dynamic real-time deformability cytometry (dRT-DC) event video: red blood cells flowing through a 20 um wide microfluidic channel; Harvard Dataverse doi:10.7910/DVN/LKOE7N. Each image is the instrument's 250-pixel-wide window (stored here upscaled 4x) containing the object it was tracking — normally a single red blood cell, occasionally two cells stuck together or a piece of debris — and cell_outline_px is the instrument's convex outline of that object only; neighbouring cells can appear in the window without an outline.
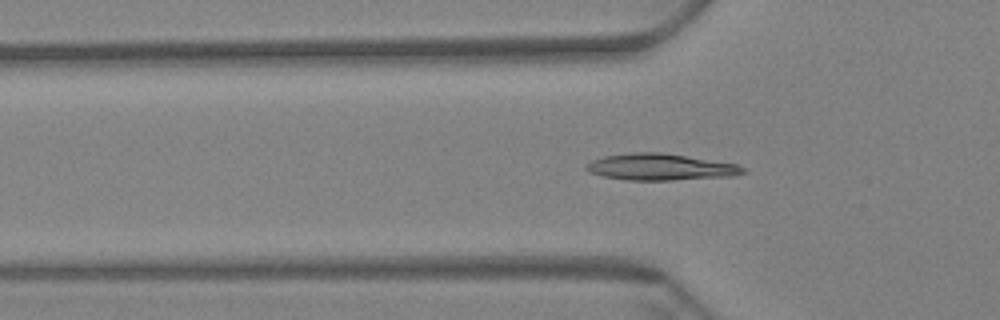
{"species": "Egyptian fruit bat (a non-hibernating species)", "species_latin": "Rousettus aegyptiacus", "temperature_condition": "warm", "stored_images_in_passage": 54, "camera_frame_rate_fps": 3000, "um_per_image_px": 0.085, "animal": {"sex": "female"}, "frame": {"image": 1, "passage_image": 20, "time_ms": 6.333, "image_size_px": [1000, 320], "cell_outline_px": [[748, 172], [732, 176], [672, 180], [624, 180], [604, 176], [588, 172], [584, 168], [584, 164], [592, 160], [604, 156], [632, 152], [660, 152], [740, 164]], "centroid_in_image_um": [56.13, 14.19], "position_along_channel_um": 69.7, "area_um2": 24.45}}
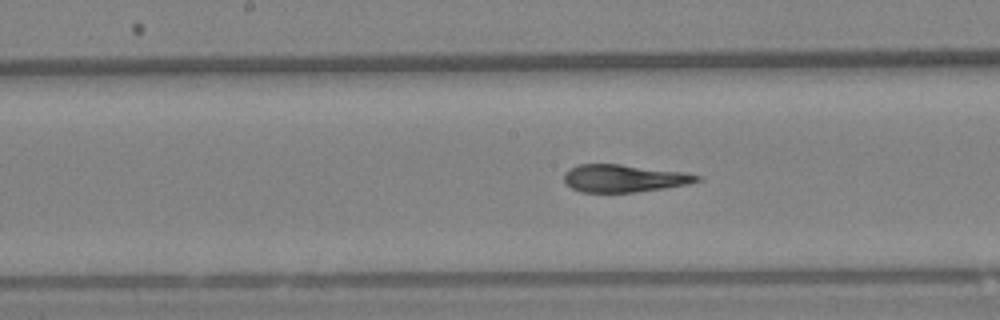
{"frame": {"image": 2, "passage_image": 31, "time_ms": 10.0, "image_size_px": [1000, 320], "cell_outline_px": [[704, 180], [688, 184], [664, 188], [636, 192], [580, 192], [572, 188], [564, 180], [564, 172], [568, 168], [580, 164], [620, 164], [688, 172], [704, 176]], "centroid_in_image_um": [53.11, 15.15], "position_along_channel_um": 195.1, "area_um2": 21.68}}
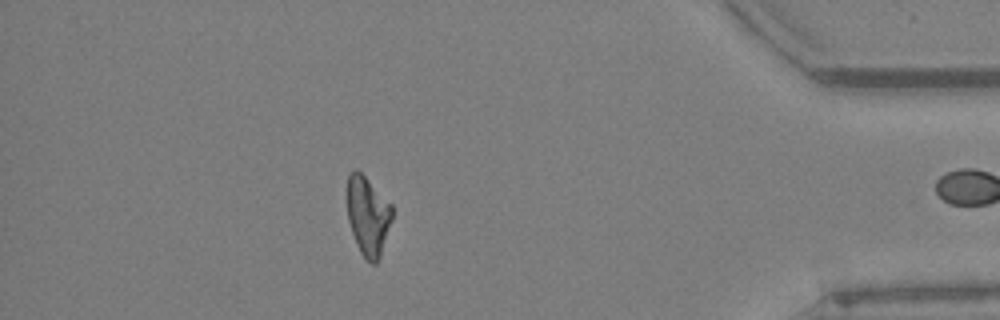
{"frame": {"image": 3, "passage_image": 53, "time_ms": 17.333, "image_size_px": [1000, 320], "cell_outline_px": [[392, 220], [380, 256], [376, 264], [372, 264], [360, 252], [356, 244], [348, 220], [348, 176], [356, 168], [392, 204]], "centroid_in_image_um": [31.29, 18.36], "position_along_channel_um": 403.9, "area_um2": 20.4}}